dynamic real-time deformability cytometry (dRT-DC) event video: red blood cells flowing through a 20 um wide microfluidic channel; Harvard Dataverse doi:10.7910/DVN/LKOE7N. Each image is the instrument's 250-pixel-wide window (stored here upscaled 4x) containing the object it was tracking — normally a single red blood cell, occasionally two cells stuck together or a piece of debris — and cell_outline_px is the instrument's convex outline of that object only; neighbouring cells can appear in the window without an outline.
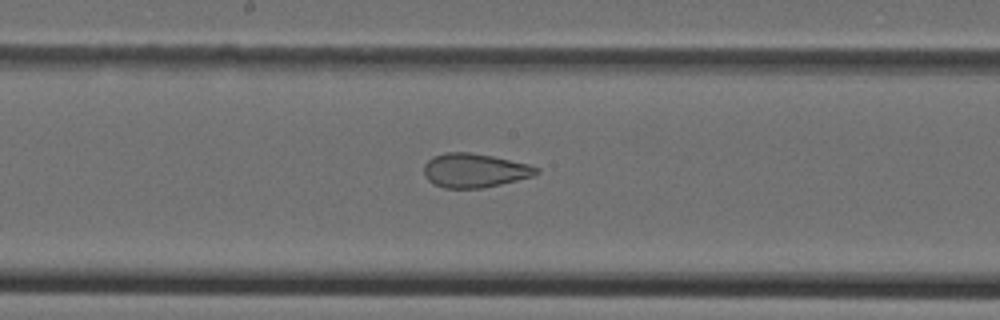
{"species": "Egyptian fruit bat (a non-hibernating species)", "species_latin": "Rousettus aegyptiacus", "temperature_condition": "cold", "stored_images_in_passage": 17, "camera_frame_rate_fps": 3000, "um_per_image_px": 0.085, "animal": {"sex": "female"}, "frame": {"image": 1, "passage_image": 15, "time_ms": 4.667, "image_size_px": [1000, 320], "cell_outline_px": [[540, 172], [532, 176], [484, 188], [444, 188], [432, 184], [424, 176], [424, 164], [432, 156], [444, 152], [468, 152], [492, 156], [528, 164], [540, 168]], "centroid_in_image_um": [40.3, 14.49], "position_along_channel_um": 207.9, "area_um2": 22.37}}